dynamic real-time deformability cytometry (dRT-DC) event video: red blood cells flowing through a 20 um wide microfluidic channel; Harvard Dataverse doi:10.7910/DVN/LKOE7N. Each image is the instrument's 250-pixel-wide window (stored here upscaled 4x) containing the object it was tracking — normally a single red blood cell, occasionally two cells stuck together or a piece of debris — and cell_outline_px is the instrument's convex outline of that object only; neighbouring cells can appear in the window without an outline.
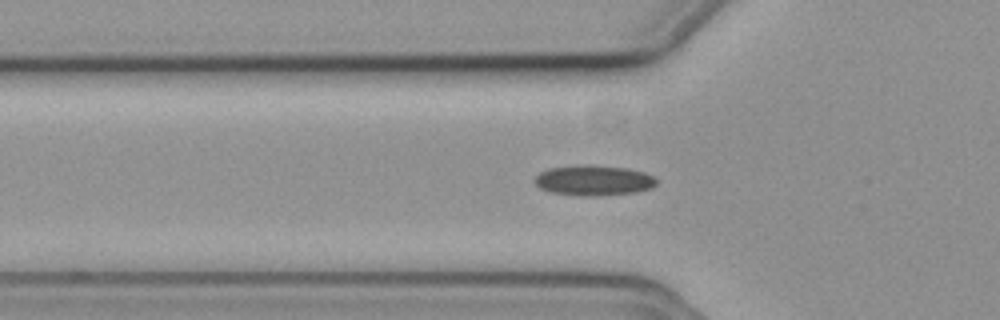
{"species": "common noctule bat (a hibernating species)", "species_latin": "Nyctalus noctula", "temperature_condition": "cold", "stored_images_in_passage": 47, "camera_frame_rate_fps": 3000, "um_per_image_px": 0.085, "animal": {"sex": "female", "body_mass_g": 19.3, "forearm_length_mm": 54.1}, "frame": {"image": 1, "passage_image": 19, "time_ms": 6.0, "image_size_px": [1000, 320], "cell_outline_px": [[656, 184], [652, 188], [636, 192], [592, 196], [580, 196], [552, 192], [540, 188], [532, 180], [540, 172], [548, 168], [588, 164], [628, 168], [644, 172], [652, 176], [656, 180]], "centroid_in_image_um": [50.44, 15.32], "position_along_channel_um": 75.4, "area_um2": 21.56}}
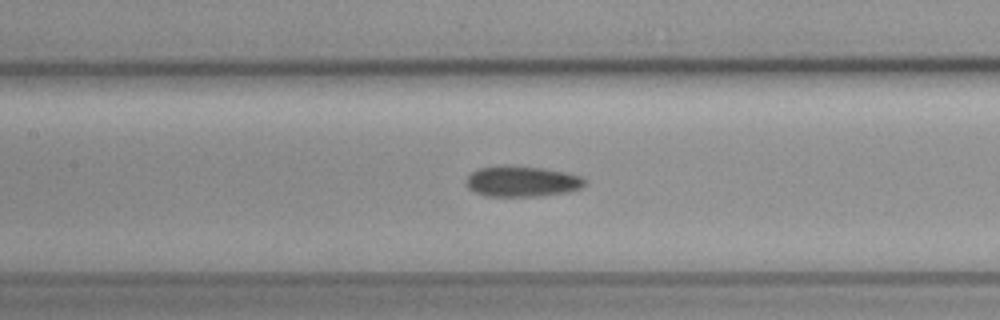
{"frame": {"image": 2, "passage_image": 26, "time_ms": 8.333, "image_size_px": [1000, 320], "cell_outline_px": [[588, 184], [580, 188], [568, 192], [540, 196], [484, 196], [472, 192], [468, 188], [468, 176], [472, 172], [480, 168], [508, 164], [544, 168], [564, 172], [580, 176], [588, 180]], "centroid_in_image_um": [44.4, 15.41], "position_along_channel_um": 163.0, "area_um2": 21.5}}
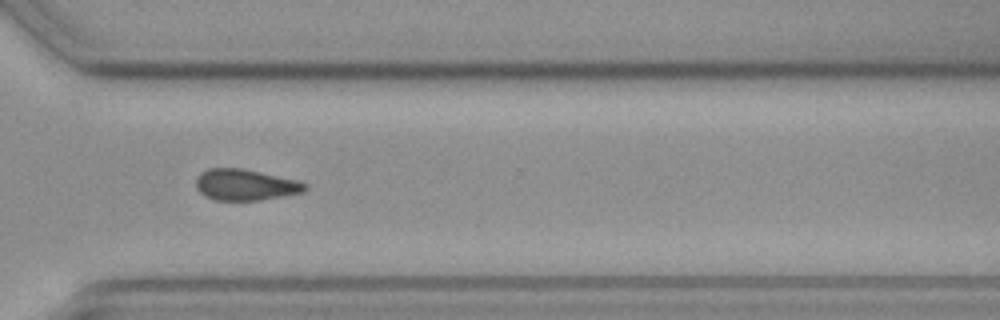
{"frame": {"image": 3, "passage_image": 41, "time_ms": 13.333, "image_size_px": [1000, 320], "cell_outline_px": [[308, 188], [304, 192], [260, 200], [212, 200], [204, 196], [196, 188], [196, 176], [200, 172], [208, 168], [240, 168], [260, 172], [296, 180], [308, 184]], "centroid_in_image_um": [20.82, 15.71], "position_along_channel_um": 349.8, "area_um2": 19.88}}